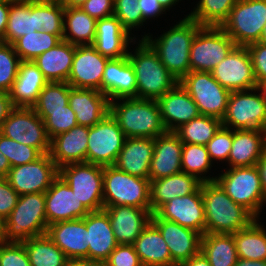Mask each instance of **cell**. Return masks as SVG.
Wrapping results in <instances>:
<instances>
[{
    "instance_id": "50",
    "label": "cell",
    "mask_w": 266,
    "mask_h": 266,
    "mask_svg": "<svg viewBox=\"0 0 266 266\" xmlns=\"http://www.w3.org/2000/svg\"><path fill=\"white\" fill-rule=\"evenodd\" d=\"M233 142V129L221 127L213 138L207 143L206 147L210 160H225L228 162V158L231 152Z\"/></svg>"
},
{
    "instance_id": "24",
    "label": "cell",
    "mask_w": 266,
    "mask_h": 266,
    "mask_svg": "<svg viewBox=\"0 0 266 266\" xmlns=\"http://www.w3.org/2000/svg\"><path fill=\"white\" fill-rule=\"evenodd\" d=\"M89 127L77 125L50 140L49 155L55 165L87 162Z\"/></svg>"
},
{
    "instance_id": "57",
    "label": "cell",
    "mask_w": 266,
    "mask_h": 266,
    "mask_svg": "<svg viewBox=\"0 0 266 266\" xmlns=\"http://www.w3.org/2000/svg\"><path fill=\"white\" fill-rule=\"evenodd\" d=\"M80 8L99 20L114 15V0H87Z\"/></svg>"
},
{
    "instance_id": "18",
    "label": "cell",
    "mask_w": 266,
    "mask_h": 266,
    "mask_svg": "<svg viewBox=\"0 0 266 266\" xmlns=\"http://www.w3.org/2000/svg\"><path fill=\"white\" fill-rule=\"evenodd\" d=\"M151 222L159 229L170 251L172 261L180 266L201 249L202 235L176 222L159 218L152 214Z\"/></svg>"
},
{
    "instance_id": "30",
    "label": "cell",
    "mask_w": 266,
    "mask_h": 266,
    "mask_svg": "<svg viewBox=\"0 0 266 266\" xmlns=\"http://www.w3.org/2000/svg\"><path fill=\"white\" fill-rule=\"evenodd\" d=\"M265 150V130L233 129L229 166L230 168L256 166Z\"/></svg>"
},
{
    "instance_id": "59",
    "label": "cell",
    "mask_w": 266,
    "mask_h": 266,
    "mask_svg": "<svg viewBox=\"0 0 266 266\" xmlns=\"http://www.w3.org/2000/svg\"><path fill=\"white\" fill-rule=\"evenodd\" d=\"M11 0H0V42L4 43Z\"/></svg>"
},
{
    "instance_id": "14",
    "label": "cell",
    "mask_w": 266,
    "mask_h": 266,
    "mask_svg": "<svg viewBox=\"0 0 266 266\" xmlns=\"http://www.w3.org/2000/svg\"><path fill=\"white\" fill-rule=\"evenodd\" d=\"M126 136L110 113L89 127L87 163L114 166Z\"/></svg>"
},
{
    "instance_id": "29",
    "label": "cell",
    "mask_w": 266,
    "mask_h": 266,
    "mask_svg": "<svg viewBox=\"0 0 266 266\" xmlns=\"http://www.w3.org/2000/svg\"><path fill=\"white\" fill-rule=\"evenodd\" d=\"M154 152L152 138H126L114 166L130 175L149 179Z\"/></svg>"
},
{
    "instance_id": "7",
    "label": "cell",
    "mask_w": 266,
    "mask_h": 266,
    "mask_svg": "<svg viewBox=\"0 0 266 266\" xmlns=\"http://www.w3.org/2000/svg\"><path fill=\"white\" fill-rule=\"evenodd\" d=\"M215 178L235 203L244 206L259 219L266 197L257 166L233 167Z\"/></svg>"
},
{
    "instance_id": "19",
    "label": "cell",
    "mask_w": 266,
    "mask_h": 266,
    "mask_svg": "<svg viewBox=\"0 0 266 266\" xmlns=\"http://www.w3.org/2000/svg\"><path fill=\"white\" fill-rule=\"evenodd\" d=\"M89 211L73 193L71 187L58 176L45 192V214L48 226L60 222L84 218Z\"/></svg>"
},
{
    "instance_id": "46",
    "label": "cell",
    "mask_w": 266,
    "mask_h": 266,
    "mask_svg": "<svg viewBox=\"0 0 266 266\" xmlns=\"http://www.w3.org/2000/svg\"><path fill=\"white\" fill-rule=\"evenodd\" d=\"M20 61L12 44L0 42V92H10Z\"/></svg>"
},
{
    "instance_id": "32",
    "label": "cell",
    "mask_w": 266,
    "mask_h": 266,
    "mask_svg": "<svg viewBox=\"0 0 266 266\" xmlns=\"http://www.w3.org/2000/svg\"><path fill=\"white\" fill-rule=\"evenodd\" d=\"M202 181L184 172L150 181V204L154 214L162 205L176 197L195 193Z\"/></svg>"
},
{
    "instance_id": "60",
    "label": "cell",
    "mask_w": 266,
    "mask_h": 266,
    "mask_svg": "<svg viewBox=\"0 0 266 266\" xmlns=\"http://www.w3.org/2000/svg\"><path fill=\"white\" fill-rule=\"evenodd\" d=\"M12 108L9 93L0 92V129Z\"/></svg>"
},
{
    "instance_id": "39",
    "label": "cell",
    "mask_w": 266,
    "mask_h": 266,
    "mask_svg": "<svg viewBox=\"0 0 266 266\" xmlns=\"http://www.w3.org/2000/svg\"><path fill=\"white\" fill-rule=\"evenodd\" d=\"M31 266H67L65 253L47 236L31 237L22 242Z\"/></svg>"
},
{
    "instance_id": "6",
    "label": "cell",
    "mask_w": 266,
    "mask_h": 266,
    "mask_svg": "<svg viewBox=\"0 0 266 266\" xmlns=\"http://www.w3.org/2000/svg\"><path fill=\"white\" fill-rule=\"evenodd\" d=\"M104 207L133 206L151 209L150 180L130 175L115 166L103 167Z\"/></svg>"
},
{
    "instance_id": "5",
    "label": "cell",
    "mask_w": 266,
    "mask_h": 266,
    "mask_svg": "<svg viewBox=\"0 0 266 266\" xmlns=\"http://www.w3.org/2000/svg\"><path fill=\"white\" fill-rule=\"evenodd\" d=\"M45 193L19 195L10 215L5 219L2 241L23 242L46 234Z\"/></svg>"
},
{
    "instance_id": "42",
    "label": "cell",
    "mask_w": 266,
    "mask_h": 266,
    "mask_svg": "<svg viewBox=\"0 0 266 266\" xmlns=\"http://www.w3.org/2000/svg\"><path fill=\"white\" fill-rule=\"evenodd\" d=\"M238 0H200L188 17L201 26L220 27Z\"/></svg>"
},
{
    "instance_id": "12",
    "label": "cell",
    "mask_w": 266,
    "mask_h": 266,
    "mask_svg": "<svg viewBox=\"0 0 266 266\" xmlns=\"http://www.w3.org/2000/svg\"><path fill=\"white\" fill-rule=\"evenodd\" d=\"M5 137L49 153L50 138L45 124L32 107H13L0 129Z\"/></svg>"
},
{
    "instance_id": "1",
    "label": "cell",
    "mask_w": 266,
    "mask_h": 266,
    "mask_svg": "<svg viewBox=\"0 0 266 266\" xmlns=\"http://www.w3.org/2000/svg\"><path fill=\"white\" fill-rule=\"evenodd\" d=\"M205 211V233L234 234L249 226L256 217L235 203L216 182H202Z\"/></svg>"
},
{
    "instance_id": "53",
    "label": "cell",
    "mask_w": 266,
    "mask_h": 266,
    "mask_svg": "<svg viewBox=\"0 0 266 266\" xmlns=\"http://www.w3.org/2000/svg\"><path fill=\"white\" fill-rule=\"evenodd\" d=\"M119 58L109 59L105 65L101 93L107 96L109 101L118 99Z\"/></svg>"
},
{
    "instance_id": "45",
    "label": "cell",
    "mask_w": 266,
    "mask_h": 266,
    "mask_svg": "<svg viewBox=\"0 0 266 266\" xmlns=\"http://www.w3.org/2000/svg\"><path fill=\"white\" fill-rule=\"evenodd\" d=\"M0 152L9 160L11 167L31 163L43 155L38 149L18 143L1 133Z\"/></svg>"
},
{
    "instance_id": "27",
    "label": "cell",
    "mask_w": 266,
    "mask_h": 266,
    "mask_svg": "<svg viewBox=\"0 0 266 266\" xmlns=\"http://www.w3.org/2000/svg\"><path fill=\"white\" fill-rule=\"evenodd\" d=\"M129 35L115 15L102 18L96 22L93 46L102 56L109 59L122 58L128 54L129 42H134V38Z\"/></svg>"
},
{
    "instance_id": "44",
    "label": "cell",
    "mask_w": 266,
    "mask_h": 266,
    "mask_svg": "<svg viewBox=\"0 0 266 266\" xmlns=\"http://www.w3.org/2000/svg\"><path fill=\"white\" fill-rule=\"evenodd\" d=\"M212 161L210 160L207 147L197 144H183L181 167L182 172L196 176L202 182L215 181L214 177H205L211 169Z\"/></svg>"
},
{
    "instance_id": "61",
    "label": "cell",
    "mask_w": 266,
    "mask_h": 266,
    "mask_svg": "<svg viewBox=\"0 0 266 266\" xmlns=\"http://www.w3.org/2000/svg\"><path fill=\"white\" fill-rule=\"evenodd\" d=\"M180 266H210L208 259L200 251L197 255L192 256L189 260L182 263Z\"/></svg>"
},
{
    "instance_id": "58",
    "label": "cell",
    "mask_w": 266,
    "mask_h": 266,
    "mask_svg": "<svg viewBox=\"0 0 266 266\" xmlns=\"http://www.w3.org/2000/svg\"><path fill=\"white\" fill-rule=\"evenodd\" d=\"M138 6L141 9L142 17L145 21L151 17L154 18L160 14H164L162 12H166L158 0H139Z\"/></svg>"
},
{
    "instance_id": "56",
    "label": "cell",
    "mask_w": 266,
    "mask_h": 266,
    "mask_svg": "<svg viewBox=\"0 0 266 266\" xmlns=\"http://www.w3.org/2000/svg\"><path fill=\"white\" fill-rule=\"evenodd\" d=\"M19 194L11 187L6 177H0V216L4 220L17 204Z\"/></svg>"
},
{
    "instance_id": "8",
    "label": "cell",
    "mask_w": 266,
    "mask_h": 266,
    "mask_svg": "<svg viewBox=\"0 0 266 266\" xmlns=\"http://www.w3.org/2000/svg\"><path fill=\"white\" fill-rule=\"evenodd\" d=\"M266 21V0H238L220 26L237 46L259 42Z\"/></svg>"
},
{
    "instance_id": "9",
    "label": "cell",
    "mask_w": 266,
    "mask_h": 266,
    "mask_svg": "<svg viewBox=\"0 0 266 266\" xmlns=\"http://www.w3.org/2000/svg\"><path fill=\"white\" fill-rule=\"evenodd\" d=\"M179 83L191 96L201 115L223 119L231 92L221 86L211 72L190 71Z\"/></svg>"
},
{
    "instance_id": "2",
    "label": "cell",
    "mask_w": 266,
    "mask_h": 266,
    "mask_svg": "<svg viewBox=\"0 0 266 266\" xmlns=\"http://www.w3.org/2000/svg\"><path fill=\"white\" fill-rule=\"evenodd\" d=\"M119 100L123 102L118 103ZM109 113L126 138L155 139L167 132L158 102L154 99L131 97L109 101Z\"/></svg>"
},
{
    "instance_id": "66",
    "label": "cell",
    "mask_w": 266,
    "mask_h": 266,
    "mask_svg": "<svg viewBox=\"0 0 266 266\" xmlns=\"http://www.w3.org/2000/svg\"><path fill=\"white\" fill-rule=\"evenodd\" d=\"M87 0H61V4L68 8H77L83 5Z\"/></svg>"
},
{
    "instance_id": "38",
    "label": "cell",
    "mask_w": 266,
    "mask_h": 266,
    "mask_svg": "<svg viewBox=\"0 0 266 266\" xmlns=\"http://www.w3.org/2000/svg\"><path fill=\"white\" fill-rule=\"evenodd\" d=\"M257 220L233 234L239 259L266 260V231Z\"/></svg>"
},
{
    "instance_id": "11",
    "label": "cell",
    "mask_w": 266,
    "mask_h": 266,
    "mask_svg": "<svg viewBox=\"0 0 266 266\" xmlns=\"http://www.w3.org/2000/svg\"><path fill=\"white\" fill-rule=\"evenodd\" d=\"M237 45L221 27L203 26L190 49V71L211 72Z\"/></svg>"
},
{
    "instance_id": "33",
    "label": "cell",
    "mask_w": 266,
    "mask_h": 266,
    "mask_svg": "<svg viewBox=\"0 0 266 266\" xmlns=\"http://www.w3.org/2000/svg\"><path fill=\"white\" fill-rule=\"evenodd\" d=\"M40 1L11 0L4 43L12 44L25 34L41 31Z\"/></svg>"
},
{
    "instance_id": "51",
    "label": "cell",
    "mask_w": 266,
    "mask_h": 266,
    "mask_svg": "<svg viewBox=\"0 0 266 266\" xmlns=\"http://www.w3.org/2000/svg\"><path fill=\"white\" fill-rule=\"evenodd\" d=\"M0 266H31L22 242L0 241Z\"/></svg>"
},
{
    "instance_id": "3",
    "label": "cell",
    "mask_w": 266,
    "mask_h": 266,
    "mask_svg": "<svg viewBox=\"0 0 266 266\" xmlns=\"http://www.w3.org/2000/svg\"><path fill=\"white\" fill-rule=\"evenodd\" d=\"M198 22L186 16L179 23L153 40L150 35L143 36L157 52L167 70L180 81L190 72V49L196 33L202 28Z\"/></svg>"
},
{
    "instance_id": "43",
    "label": "cell",
    "mask_w": 266,
    "mask_h": 266,
    "mask_svg": "<svg viewBox=\"0 0 266 266\" xmlns=\"http://www.w3.org/2000/svg\"><path fill=\"white\" fill-rule=\"evenodd\" d=\"M71 86L67 82H48L32 106L38 115H50V111L65 109L69 104Z\"/></svg>"
},
{
    "instance_id": "36",
    "label": "cell",
    "mask_w": 266,
    "mask_h": 266,
    "mask_svg": "<svg viewBox=\"0 0 266 266\" xmlns=\"http://www.w3.org/2000/svg\"><path fill=\"white\" fill-rule=\"evenodd\" d=\"M96 22V19L80 7H64L63 40L76 46L93 45L96 38Z\"/></svg>"
},
{
    "instance_id": "34",
    "label": "cell",
    "mask_w": 266,
    "mask_h": 266,
    "mask_svg": "<svg viewBox=\"0 0 266 266\" xmlns=\"http://www.w3.org/2000/svg\"><path fill=\"white\" fill-rule=\"evenodd\" d=\"M76 45L62 40L33 62L48 82H67L71 72Z\"/></svg>"
},
{
    "instance_id": "15",
    "label": "cell",
    "mask_w": 266,
    "mask_h": 266,
    "mask_svg": "<svg viewBox=\"0 0 266 266\" xmlns=\"http://www.w3.org/2000/svg\"><path fill=\"white\" fill-rule=\"evenodd\" d=\"M58 176L59 168L47 153L31 163L11 167L6 179L19 195H23L45 193Z\"/></svg>"
},
{
    "instance_id": "37",
    "label": "cell",
    "mask_w": 266,
    "mask_h": 266,
    "mask_svg": "<svg viewBox=\"0 0 266 266\" xmlns=\"http://www.w3.org/2000/svg\"><path fill=\"white\" fill-rule=\"evenodd\" d=\"M200 251L210 266H235L238 259L233 234L205 233Z\"/></svg>"
},
{
    "instance_id": "71",
    "label": "cell",
    "mask_w": 266,
    "mask_h": 266,
    "mask_svg": "<svg viewBox=\"0 0 266 266\" xmlns=\"http://www.w3.org/2000/svg\"><path fill=\"white\" fill-rule=\"evenodd\" d=\"M38 1H61V0H38Z\"/></svg>"
},
{
    "instance_id": "49",
    "label": "cell",
    "mask_w": 266,
    "mask_h": 266,
    "mask_svg": "<svg viewBox=\"0 0 266 266\" xmlns=\"http://www.w3.org/2000/svg\"><path fill=\"white\" fill-rule=\"evenodd\" d=\"M139 0H114V15L122 27L130 34L131 29L140 27L146 22L138 6Z\"/></svg>"
},
{
    "instance_id": "65",
    "label": "cell",
    "mask_w": 266,
    "mask_h": 266,
    "mask_svg": "<svg viewBox=\"0 0 266 266\" xmlns=\"http://www.w3.org/2000/svg\"><path fill=\"white\" fill-rule=\"evenodd\" d=\"M10 169L9 160L0 152V177H6Z\"/></svg>"
},
{
    "instance_id": "67",
    "label": "cell",
    "mask_w": 266,
    "mask_h": 266,
    "mask_svg": "<svg viewBox=\"0 0 266 266\" xmlns=\"http://www.w3.org/2000/svg\"><path fill=\"white\" fill-rule=\"evenodd\" d=\"M160 5L164 8V10L170 9L172 5L177 4L179 0H158Z\"/></svg>"
},
{
    "instance_id": "70",
    "label": "cell",
    "mask_w": 266,
    "mask_h": 266,
    "mask_svg": "<svg viewBox=\"0 0 266 266\" xmlns=\"http://www.w3.org/2000/svg\"><path fill=\"white\" fill-rule=\"evenodd\" d=\"M259 42L266 44V21H265V24L263 26Z\"/></svg>"
},
{
    "instance_id": "41",
    "label": "cell",
    "mask_w": 266,
    "mask_h": 266,
    "mask_svg": "<svg viewBox=\"0 0 266 266\" xmlns=\"http://www.w3.org/2000/svg\"><path fill=\"white\" fill-rule=\"evenodd\" d=\"M62 40L63 35L49 34L41 30L19 37L12 45L21 61H33Z\"/></svg>"
},
{
    "instance_id": "63",
    "label": "cell",
    "mask_w": 266,
    "mask_h": 266,
    "mask_svg": "<svg viewBox=\"0 0 266 266\" xmlns=\"http://www.w3.org/2000/svg\"><path fill=\"white\" fill-rule=\"evenodd\" d=\"M256 166H257L259 173H260L263 192H264L265 197H266V150L264 151L263 155L261 156V158L258 161Z\"/></svg>"
},
{
    "instance_id": "28",
    "label": "cell",
    "mask_w": 266,
    "mask_h": 266,
    "mask_svg": "<svg viewBox=\"0 0 266 266\" xmlns=\"http://www.w3.org/2000/svg\"><path fill=\"white\" fill-rule=\"evenodd\" d=\"M69 105L74 111L77 124L92 127L109 114L106 95L94 89L70 88Z\"/></svg>"
},
{
    "instance_id": "62",
    "label": "cell",
    "mask_w": 266,
    "mask_h": 266,
    "mask_svg": "<svg viewBox=\"0 0 266 266\" xmlns=\"http://www.w3.org/2000/svg\"><path fill=\"white\" fill-rule=\"evenodd\" d=\"M67 266H105V262L92 259H72L69 260Z\"/></svg>"
},
{
    "instance_id": "10",
    "label": "cell",
    "mask_w": 266,
    "mask_h": 266,
    "mask_svg": "<svg viewBox=\"0 0 266 266\" xmlns=\"http://www.w3.org/2000/svg\"><path fill=\"white\" fill-rule=\"evenodd\" d=\"M59 176L89 212L104 209L103 167L92 163H72L59 168Z\"/></svg>"
},
{
    "instance_id": "25",
    "label": "cell",
    "mask_w": 266,
    "mask_h": 266,
    "mask_svg": "<svg viewBox=\"0 0 266 266\" xmlns=\"http://www.w3.org/2000/svg\"><path fill=\"white\" fill-rule=\"evenodd\" d=\"M183 143L174 132H166L154 139L149 180H157L182 172Z\"/></svg>"
},
{
    "instance_id": "40",
    "label": "cell",
    "mask_w": 266,
    "mask_h": 266,
    "mask_svg": "<svg viewBox=\"0 0 266 266\" xmlns=\"http://www.w3.org/2000/svg\"><path fill=\"white\" fill-rule=\"evenodd\" d=\"M221 127L222 120L211 116L200 115L181 125L174 133L183 144L206 146Z\"/></svg>"
},
{
    "instance_id": "54",
    "label": "cell",
    "mask_w": 266,
    "mask_h": 266,
    "mask_svg": "<svg viewBox=\"0 0 266 266\" xmlns=\"http://www.w3.org/2000/svg\"><path fill=\"white\" fill-rule=\"evenodd\" d=\"M105 266H143L134 245L118 244L105 261Z\"/></svg>"
},
{
    "instance_id": "64",
    "label": "cell",
    "mask_w": 266,
    "mask_h": 266,
    "mask_svg": "<svg viewBox=\"0 0 266 266\" xmlns=\"http://www.w3.org/2000/svg\"><path fill=\"white\" fill-rule=\"evenodd\" d=\"M235 266H266V260L237 259Z\"/></svg>"
},
{
    "instance_id": "68",
    "label": "cell",
    "mask_w": 266,
    "mask_h": 266,
    "mask_svg": "<svg viewBox=\"0 0 266 266\" xmlns=\"http://www.w3.org/2000/svg\"><path fill=\"white\" fill-rule=\"evenodd\" d=\"M256 91H261L263 99L266 102V81L259 83L256 87Z\"/></svg>"
},
{
    "instance_id": "31",
    "label": "cell",
    "mask_w": 266,
    "mask_h": 266,
    "mask_svg": "<svg viewBox=\"0 0 266 266\" xmlns=\"http://www.w3.org/2000/svg\"><path fill=\"white\" fill-rule=\"evenodd\" d=\"M48 81L33 61H20L9 92L13 107H32Z\"/></svg>"
},
{
    "instance_id": "20",
    "label": "cell",
    "mask_w": 266,
    "mask_h": 266,
    "mask_svg": "<svg viewBox=\"0 0 266 266\" xmlns=\"http://www.w3.org/2000/svg\"><path fill=\"white\" fill-rule=\"evenodd\" d=\"M155 214L162 219L205 234V211L201 187L195 192L176 197L162 205Z\"/></svg>"
},
{
    "instance_id": "23",
    "label": "cell",
    "mask_w": 266,
    "mask_h": 266,
    "mask_svg": "<svg viewBox=\"0 0 266 266\" xmlns=\"http://www.w3.org/2000/svg\"><path fill=\"white\" fill-rule=\"evenodd\" d=\"M46 234L69 260L88 259L89 243L85 217L53 223L48 226Z\"/></svg>"
},
{
    "instance_id": "52",
    "label": "cell",
    "mask_w": 266,
    "mask_h": 266,
    "mask_svg": "<svg viewBox=\"0 0 266 266\" xmlns=\"http://www.w3.org/2000/svg\"><path fill=\"white\" fill-rule=\"evenodd\" d=\"M137 83L134 68L127 56L119 58L118 99L136 97Z\"/></svg>"
},
{
    "instance_id": "16",
    "label": "cell",
    "mask_w": 266,
    "mask_h": 266,
    "mask_svg": "<svg viewBox=\"0 0 266 266\" xmlns=\"http://www.w3.org/2000/svg\"><path fill=\"white\" fill-rule=\"evenodd\" d=\"M211 73L230 92L250 91L258 85L249 52L243 46H236Z\"/></svg>"
},
{
    "instance_id": "48",
    "label": "cell",
    "mask_w": 266,
    "mask_h": 266,
    "mask_svg": "<svg viewBox=\"0 0 266 266\" xmlns=\"http://www.w3.org/2000/svg\"><path fill=\"white\" fill-rule=\"evenodd\" d=\"M38 116L43 120L50 139L78 125L76 115L69 104L63 110L50 111V115Z\"/></svg>"
},
{
    "instance_id": "22",
    "label": "cell",
    "mask_w": 266,
    "mask_h": 266,
    "mask_svg": "<svg viewBox=\"0 0 266 266\" xmlns=\"http://www.w3.org/2000/svg\"><path fill=\"white\" fill-rule=\"evenodd\" d=\"M104 210L109 216L117 244L133 245L151 222V209L123 205L104 207Z\"/></svg>"
},
{
    "instance_id": "55",
    "label": "cell",
    "mask_w": 266,
    "mask_h": 266,
    "mask_svg": "<svg viewBox=\"0 0 266 266\" xmlns=\"http://www.w3.org/2000/svg\"><path fill=\"white\" fill-rule=\"evenodd\" d=\"M253 65L257 84L266 81V44L252 43L246 46Z\"/></svg>"
},
{
    "instance_id": "35",
    "label": "cell",
    "mask_w": 266,
    "mask_h": 266,
    "mask_svg": "<svg viewBox=\"0 0 266 266\" xmlns=\"http://www.w3.org/2000/svg\"><path fill=\"white\" fill-rule=\"evenodd\" d=\"M143 266H177L159 229L150 222L134 242Z\"/></svg>"
},
{
    "instance_id": "21",
    "label": "cell",
    "mask_w": 266,
    "mask_h": 266,
    "mask_svg": "<svg viewBox=\"0 0 266 266\" xmlns=\"http://www.w3.org/2000/svg\"><path fill=\"white\" fill-rule=\"evenodd\" d=\"M156 101L167 132H174L201 115L197 105L179 82Z\"/></svg>"
},
{
    "instance_id": "47",
    "label": "cell",
    "mask_w": 266,
    "mask_h": 266,
    "mask_svg": "<svg viewBox=\"0 0 266 266\" xmlns=\"http://www.w3.org/2000/svg\"><path fill=\"white\" fill-rule=\"evenodd\" d=\"M64 6L59 1H40L41 30L49 34L63 35Z\"/></svg>"
},
{
    "instance_id": "69",
    "label": "cell",
    "mask_w": 266,
    "mask_h": 266,
    "mask_svg": "<svg viewBox=\"0 0 266 266\" xmlns=\"http://www.w3.org/2000/svg\"><path fill=\"white\" fill-rule=\"evenodd\" d=\"M5 229V220L3 217L0 216V241H2Z\"/></svg>"
},
{
    "instance_id": "17",
    "label": "cell",
    "mask_w": 266,
    "mask_h": 266,
    "mask_svg": "<svg viewBox=\"0 0 266 266\" xmlns=\"http://www.w3.org/2000/svg\"><path fill=\"white\" fill-rule=\"evenodd\" d=\"M108 60L109 58L102 56L93 45L76 46L67 83L73 88L101 92L103 73Z\"/></svg>"
},
{
    "instance_id": "4",
    "label": "cell",
    "mask_w": 266,
    "mask_h": 266,
    "mask_svg": "<svg viewBox=\"0 0 266 266\" xmlns=\"http://www.w3.org/2000/svg\"><path fill=\"white\" fill-rule=\"evenodd\" d=\"M127 58L136 76V98L157 100L179 82L145 39L139 41L134 54L128 52Z\"/></svg>"
},
{
    "instance_id": "13",
    "label": "cell",
    "mask_w": 266,
    "mask_h": 266,
    "mask_svg": "<svg viewBox=\"0 0 266 266\" xmlns=\"http://www.w3.org/2000/svg\"><path fill=\"white\" fill-rule=\"evenodd\" d=\"M230 93L222 126L228 129H253L266 131V102L256 88ZM255 91V92H253ZM253 92V94H252ZM233 127V128H232Z\"/></svg>"
},
{
    "instance_id": "26",
    "label": "cell",
    "mask_w": 266,
    "mask_h": 266,
    "mask_svg": "<svg viewBox=\"0 0 266 266\" xmlns=\"http://www.w3.org/2000/svg\"><path fill=\"white\" fill-rule=\"evenodd\" d=\"M85 225L89 243L88 259L105 262L117 247L111 222L107 212H89L85 216Z\"/></svg>"
}]
</instances>
